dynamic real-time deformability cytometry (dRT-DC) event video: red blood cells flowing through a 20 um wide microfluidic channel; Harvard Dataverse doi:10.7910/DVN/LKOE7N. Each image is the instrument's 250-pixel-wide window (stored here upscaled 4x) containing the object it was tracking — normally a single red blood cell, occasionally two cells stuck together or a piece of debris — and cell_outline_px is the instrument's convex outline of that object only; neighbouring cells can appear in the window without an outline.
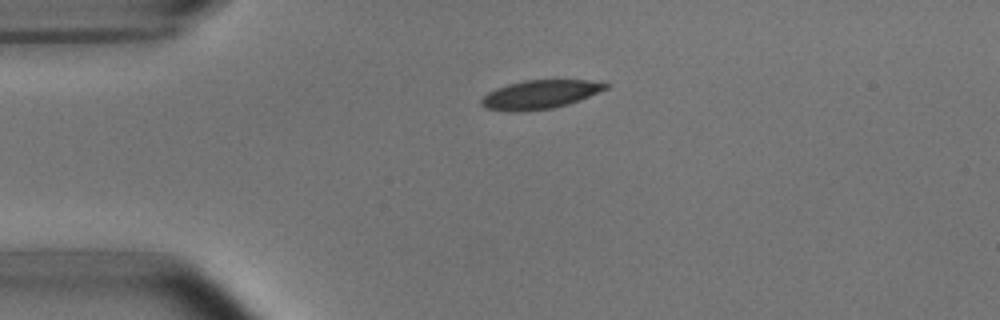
{"species": "common noctule bat (a hibernating species)", "species_latin": "Nyctalus noctula", "temperature_condition": "room temperature", "stored_images_in_passage": 4, "camera_frame_rate_fps": 3000, "um_per_image_px": 0.085, "animal": {"sex": "male", "body_mass_g": 15.6}, "frame": {"image": 1, "passage_image": 1, "time_ms": 0.0, "image_size_px": [1000, 320], "cell_outline_px": [[608, 88], [568, 104], [552, 108], [520, 112], [484, 108], [480, 104], [480, 100], [488, 92], [496, 88], [508, 84], [524, 80], [588, 80], [608, 84]], "centroid_in_image_um": [45.85, 8.03], "position_along_channel_um": 39.2, "area_um2": 20.58}}
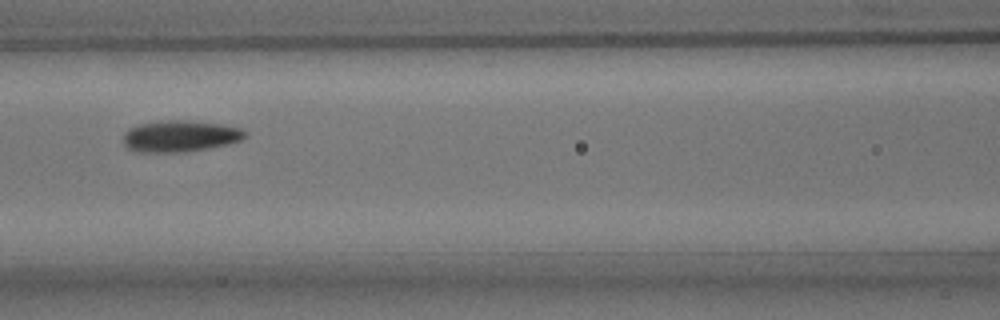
{"frame": {"image": 2, "passage_image": 4, "time_ms": 1.0, "image_size_px": [1000, 320], "cell_outline_px": [[244, 136], [240, 140], [228, 144], [208, 148], [184, 152], [136, 152], [128, 148], [124, 144], [124, 132], [128, 128], [140, 124], [160, 120], [188, 120], [220, 124], [240, 128], [244, 132]], "centroid_in_image_um": [15.25, 11.57], "position_along_channel_um": 151.4, "area_um2": 22.25}}